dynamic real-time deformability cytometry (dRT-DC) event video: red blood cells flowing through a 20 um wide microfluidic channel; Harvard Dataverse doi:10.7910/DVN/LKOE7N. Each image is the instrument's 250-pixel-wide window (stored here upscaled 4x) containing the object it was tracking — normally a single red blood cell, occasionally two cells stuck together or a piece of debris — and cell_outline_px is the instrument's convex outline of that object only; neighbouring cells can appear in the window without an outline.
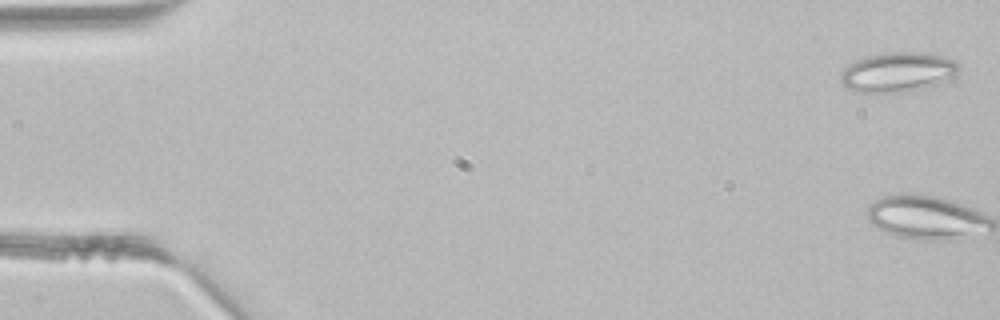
{"species": "common noctule bat (a hibernating species)", "species_latin": "Nyctalus noctula", "temperature_condition": "room temperature", "stored_images_in_passage": 4, "camera_frame_rate_fps": 3000, "um_per_image_px": 0.085, "animal": {"sex": "male", "body_mass_g": 21.5, "forearm_length_mm": 52.0}, "frame": {"image": 1, "passage_image": 1, "time_ms": 0.0, "image_size_px": [1000, 320], "cell_outline_px": [[960, 68], [948, 80], [932, 88], [900, 92], [856, 92], [848, 88], [840, 80], [840, 72], [848, 64], [856, 60], [868, 56], [884, 52], [920, 52], [940, 56], [956, 60], [960, 64]], "centroid_in_image_um": [76.33, 6.14], "position_along_channel_um": 8.7, "area_um2": 27.63}}